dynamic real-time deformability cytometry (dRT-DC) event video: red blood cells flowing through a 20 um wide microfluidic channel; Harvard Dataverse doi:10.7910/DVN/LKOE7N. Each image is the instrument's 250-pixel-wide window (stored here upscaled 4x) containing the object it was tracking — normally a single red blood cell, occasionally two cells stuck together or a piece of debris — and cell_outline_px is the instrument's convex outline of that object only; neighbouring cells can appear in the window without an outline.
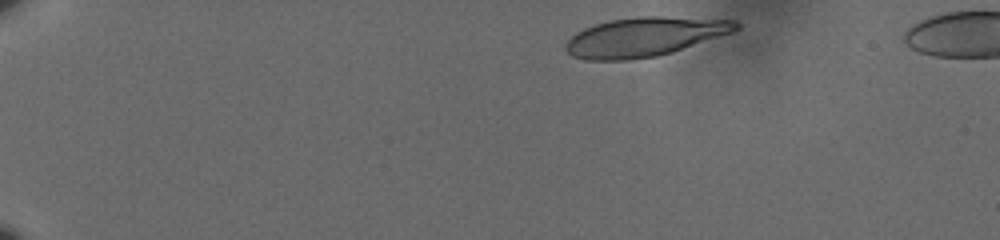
{"species": "human", "species_latin": "Homo sapiens", "temperature_condition": "cold", "stored_images_in_passage": 44, "camera_frame_rate_fps": 3000, "um_per_image_px": 0.085, "donor": {"sex": "male"}, "frame": {"image": 1, "passage_image": 1, "time_ms": 0.0, "image_size_px": [1000, 240], "cell_outline_px": [[740, 28], [732, 32], [672, 52], [656, 56], [628, 60], [584, 60], [572, 56], [564, 48], [564, 44], [576, 32], [584, 28], [608, 20], [636, 16], [664, 16], [732, 20], [740, 24]], "centroid_in_image_um": [54.74, 3.13], "position_along_channel_um": 30.3, "area_um2": 38.84}}
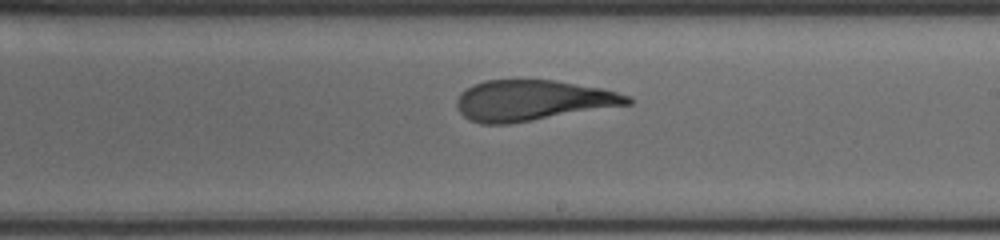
{"frame": {"image": 2, "passage_image": 28, "time_ms": 9.0, "image_size_px": [1000, 240], "cell_outline_px": [[632, 104], [508, 124], [480, 124], [468, 120], [456, 108], [456, 100], [460, 92], [484, 80], [556, 80], [600, 88], [632, 96]], "centroid_in_image_um": [45.25, 8.54], "position_along_channel_um": 243.8, "area_um2": 40.4}}
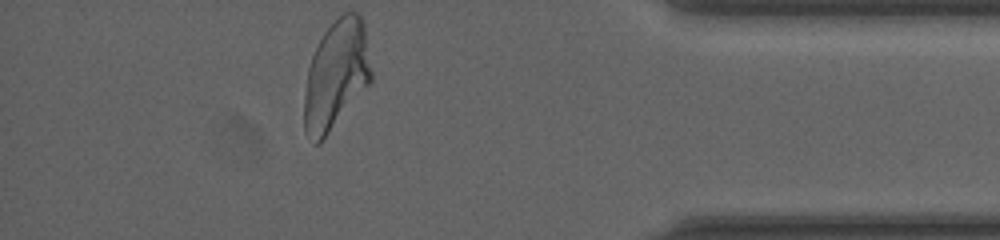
{"frame": {"image": 3, "passage_image": 44, "time_ms": 14.333, "image_size_px": [1000, 240], "cell_outline_px": [[372, 80], [320, 144], [316, 144], [304, 132], [304, 96], [308, 68], [312, 56], [324, 32], [344, 12], [356, 12], [364, 20], [372, 72]], "centroid_in_image_um": [28.57, 6.39], "position_along_channel_um": 406.6, "area_um2": 42.43}, "authors_computed_cell_mechanics": {"area_um2": 40.9513, "velocity_mm_per_s": 3.5634, "shape_relaxation_time_tau1_ms": null, "shape_relaxation_time_tau2_ms": 1.5086, "deformation_change_tau1": null, "deformation_change_tau2": 0.1007}}